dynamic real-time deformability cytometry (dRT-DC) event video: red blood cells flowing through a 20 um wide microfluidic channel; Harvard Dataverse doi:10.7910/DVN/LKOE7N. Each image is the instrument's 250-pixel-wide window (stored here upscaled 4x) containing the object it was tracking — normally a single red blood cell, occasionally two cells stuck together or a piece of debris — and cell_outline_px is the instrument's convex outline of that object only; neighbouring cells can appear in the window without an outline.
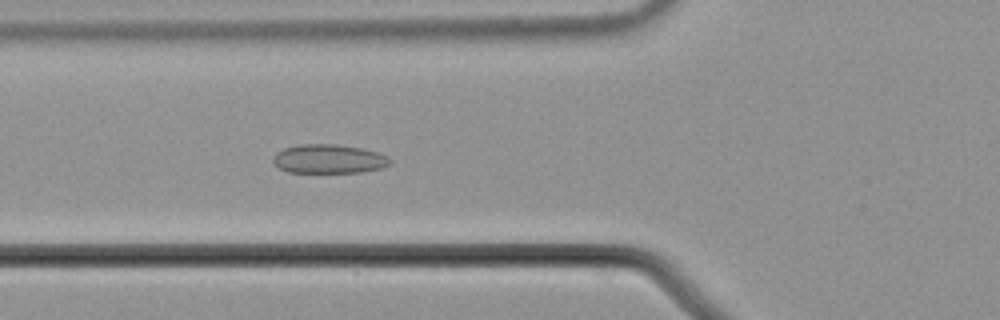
{"species": "common noctule bat (a hibernating species)", "species_latin": "Nyctalus noctula", "temperature_condition": "cold", "stored_images_in_passage": 41, "camera_frame_rate_fps": 3000, "um_per_image_px": 0.085, "animal": {"sex": "male", "body_mass_g": 21.5, "forearm_length_mm": 52.0}, "frame": {"image": 1, "passage_image": 6, "time_ms": 1.667, "image_size_px": [1000, 320], "cell_outline_px": [[392, 164], [384, 168], [360, 172], [288, 172], [280, 168], [272, 160], [276, 152], [284, 148], [300, 144], [332, 144], [360, 148], [376, 152], [388, 156], [392, 160]], "centroid_in_image_um": [27.98, 13.51], "position_along_channel_um": 97.8, "area_um2": 19.71}}
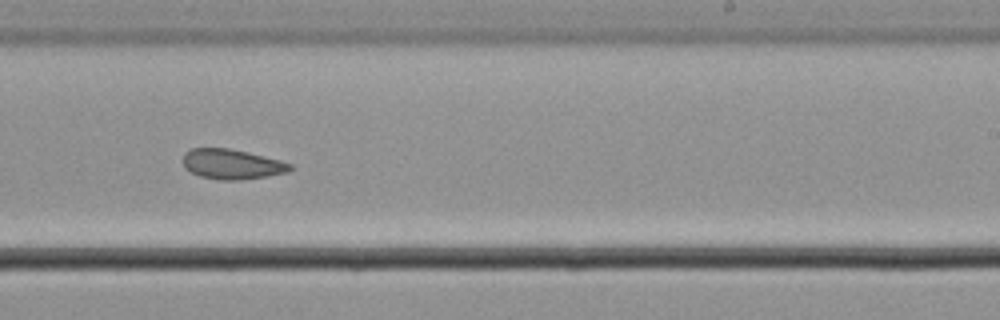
{"frame": {"image": 2, "passage_image": 20, "time_ms": 6.333, "image_size_px": [1000, 320], "cell_outline_px": [[292, 168], [288, 172], [240, 180], [220, 180], [200, 176], [184, 168], [184, 152], [192, 148], [228, 148], [248, 152], [280, 160], [292, 164]], "centroid_in_image_um": [19.7, 13.95], "position_along_channel_um": 269.3, "area_um2": 18.61}}
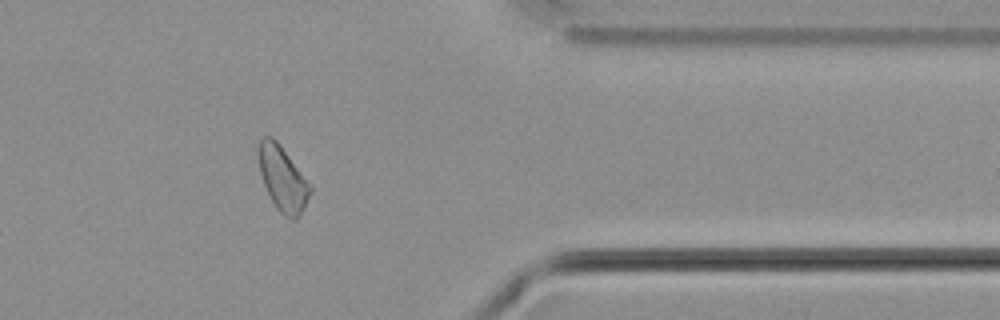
{"frame": {"image": 3, "passage_image": 31, "time_ms": 10.0, "image_size_px": [1000, 320], "cell_outline_px": [[312, 192], [300, 216], [296, 220], [292, 220], [284, 216], [276, 208], [264, 184], [260, 172], [260, 140], [264, 136], [272, 136], [280, 144], [312, 188]], "centroid_in_image_um": [24.06, 15.24], "position_along_channel_um": 387.3, "area_um2": 19.02}, "authors_computed_cell_mechanics": {"area_um2": 19.5364, "velocity_mm_per_s": 3.6732, "shape_relaxation_time_tau1_ms": null, "shape_relaxation_time_tau2_ms": 4.7033, "deformation_change_tau1": null, "deformation_change_tau2": 0.1001}}